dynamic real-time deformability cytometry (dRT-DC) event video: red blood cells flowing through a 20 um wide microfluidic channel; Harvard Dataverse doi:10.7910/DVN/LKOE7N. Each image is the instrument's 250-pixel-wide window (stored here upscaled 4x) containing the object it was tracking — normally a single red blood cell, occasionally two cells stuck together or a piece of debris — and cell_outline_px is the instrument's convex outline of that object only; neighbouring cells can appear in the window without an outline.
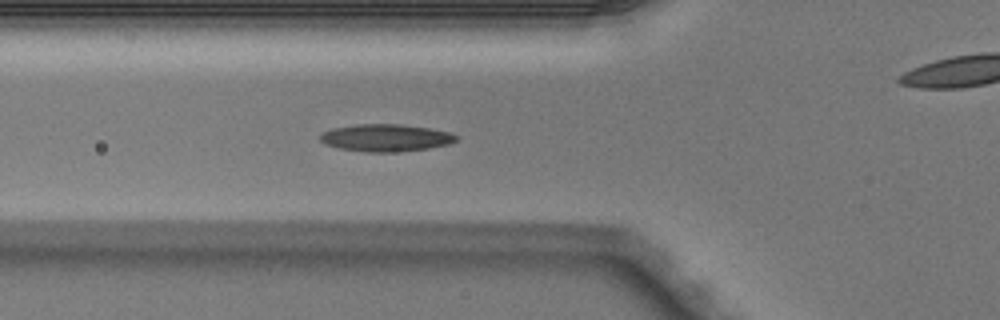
{"species": "Egyptian fruit bat (a non-hibernating species)", "species_latin": "Rousettus aegyptiacus", "temperature_condition": "warm", "stored_images_in_passage": 37, "camera_frame_rate_fps": 3000, "um_per_image_px": 0.085, "animal": {"sex": "male"}, "frame": {"image": 1, "passage_image": 4, "time_ms": 1.0, "image_size_px": [1000, 320], "cell_outline_px": [[460, 136], [456, 140], [448, 144], [428, 148], [392, 152], [368, 152], [340, 148], [324, 144], [320, 140], [320, 132], [332, 128], [356, 124], [404, 124], [452, 132]], "centroid_in_image_um": [32.78, 11.7], "position_along_channel_um": 93.0, "area_um2": 21.73}}
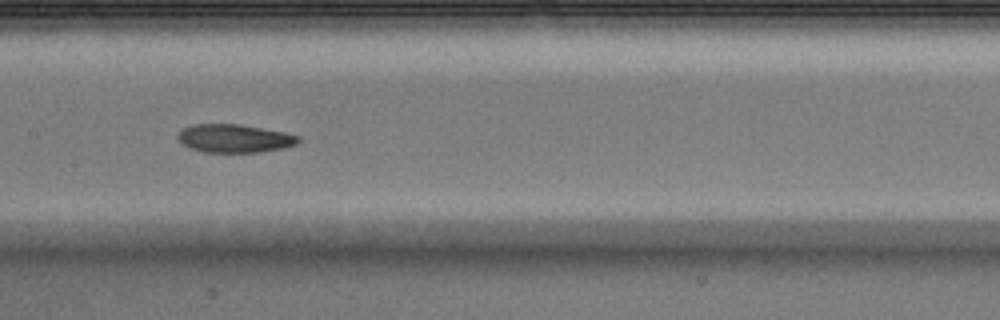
{"frame": {"image": 2, "passage_image": 11, "time_ms": 3.333, "image_size_px": [1000, 320], "cell_outline_px": [[300, 140], [296, 144], [284, 148], [260, 152], [204, 152], [188, 148], [180, 144], [176, 136], [180, 128], [192, 124], [240, 124], [284, 132], [300, 136]], "centroid_in_image_um": [19.86, 11.76], "position_along_channel_um": 187.5, "area_um2": 20.17}}
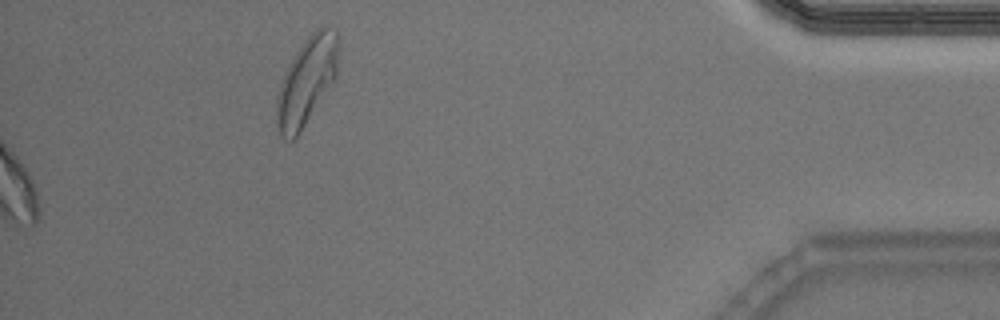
{"frame": {"image": 3, "passage_image": 37, "time_ms": 12.0, "image_size_px": [1000, 320], "cell_outline_px": [[340, 48], [336, 76], [300, 132], [292, 140], [288, 140], [280, 136], [276, 128], [276, 96], [284, 72], [288, 64], [296, 52], [308, 36], [316, 28], [324, 24], [336, 28], [340, 36]], "centroid_in_image_um": [26.08, 6.82], "position_along_channel_um": 409.1, "area_um2": 32.02}, "authors_computed_cell_mechanics": {"area_um2": 21.1548, "velocity_mm_per_s": 4.0261, "shape_relaxation_time_tau1_ms": 5.4692, "shape_relaxation_time_tau2_ms": 6.5393, "deformation_change_tau1": 0.14, "deformation_change_tau2": 0.147}}